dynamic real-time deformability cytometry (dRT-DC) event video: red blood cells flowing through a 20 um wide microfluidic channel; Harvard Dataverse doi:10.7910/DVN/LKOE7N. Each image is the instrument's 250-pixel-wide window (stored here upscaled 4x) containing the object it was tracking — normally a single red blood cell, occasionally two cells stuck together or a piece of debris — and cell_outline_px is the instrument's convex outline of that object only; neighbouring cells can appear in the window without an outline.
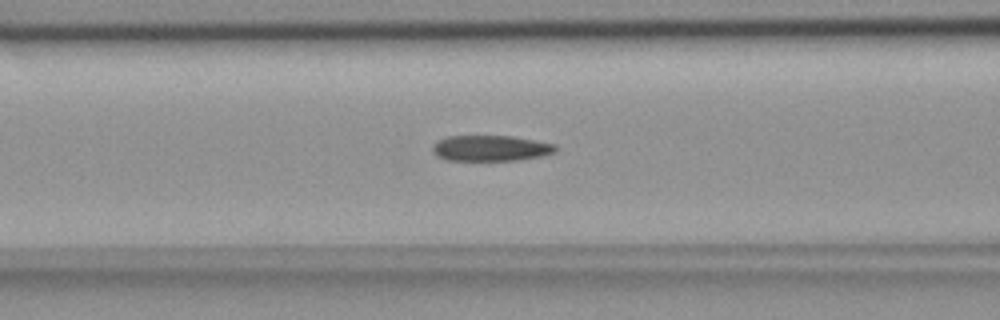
{"species": "common noctule bat (a hibernating species)", "species_latin": "Nyctalus noctula", "temperature_condition": "room temperature", "stored_images_in_passage": 39, "camera_frame_rate_fps": 3000, "um_per_image_px": 0.085, "animal": {"sex": "female", "body_mass_g": 18.4}, "frame": {"image": 1, "passage_image": 16, "time_ms": 5.0, "image_size_px": [1000, 320], "cell_outline_px": [[556, 152], [544, 156], [520, 160], [448, 160], [436, 156], [432, 148], [432, 144], [448, 136], [512, 136], [556, 144]], "centroid_in_image_um": [41.74, 12.6], "position_along_channel_um": 124.9, "area_um2": 18.5}}
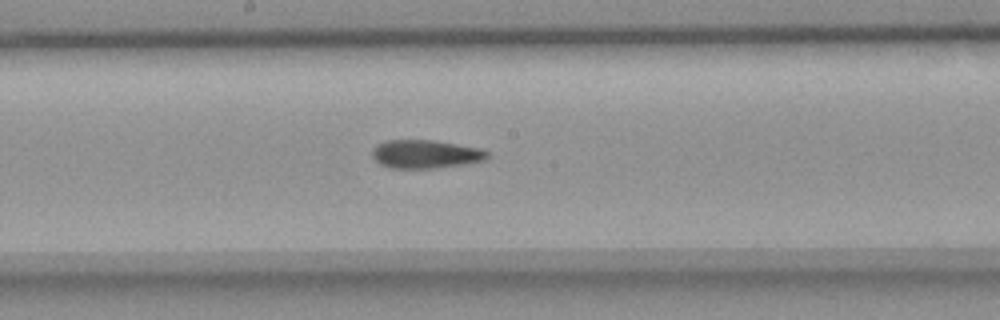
{"frame": {"image": 2, "passage_image": 23, "time_ms": 7.333, "image_size_px": [1000, 320], "cell_outline_px": [[488, 156], [484, 160], [464, 164], [436, 168], [392, 168], [380, 164], [372, 156], [372, 148], [376, 144], [388, 140], [432, 140], [480, 148], [488, 152]], "centroid_in_image_um": [36.14, 13.1], "position_along_channel_um": 212.1, "area_um2": 18.96}}
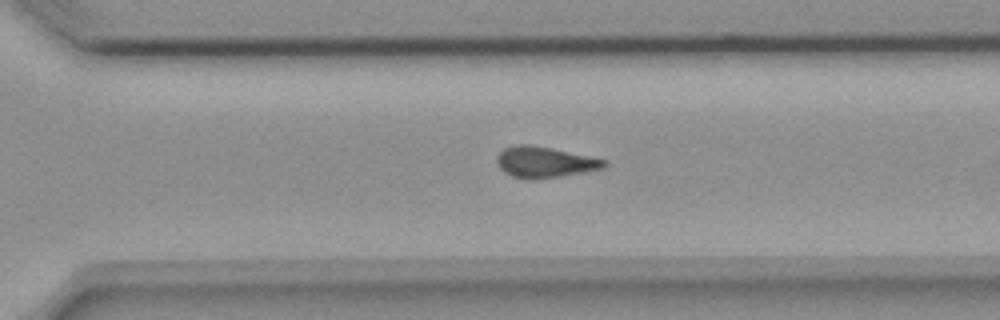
{"frame": {"image": 3, "passage_image": 32, "time_ms": 10.333, "image_size_px": [1000, 320], "cell_outline_px": [[608, 164], [604, 168], [560, 176], [536, 180], [528, 180], [512, 176], [504, 172], [500, 168], [496, 160], [496, 156], [504, 148], [516, 144], [532, 144], [552, 148], [608, 160]], "centroid_in_image_um": [46.28, 13.78], "position_along_channel_um": 324.3, "area_um2": 19.54}}